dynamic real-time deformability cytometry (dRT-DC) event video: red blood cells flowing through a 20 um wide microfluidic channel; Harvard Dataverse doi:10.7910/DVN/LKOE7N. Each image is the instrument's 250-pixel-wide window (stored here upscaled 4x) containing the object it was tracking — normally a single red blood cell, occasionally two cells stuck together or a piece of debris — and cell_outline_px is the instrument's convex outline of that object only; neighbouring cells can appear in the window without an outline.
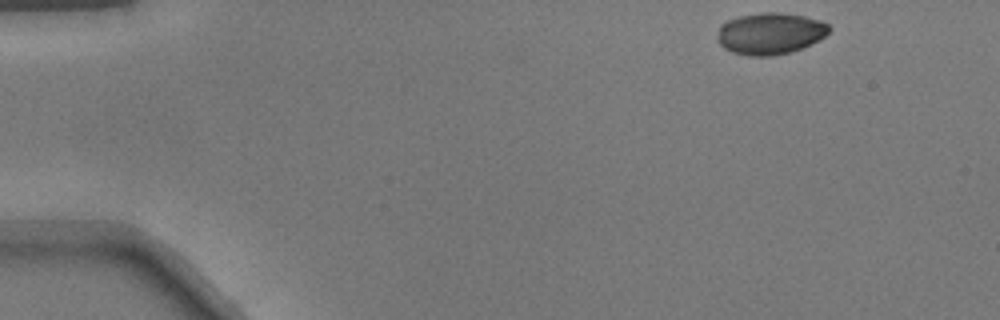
{"species": "common noctule bat (a hibernating species)", "species_latin": "Nyctalus noctula", "temperature_condition": "warm", "stored_images_in_passage": 8, "camera_frame_rate_fps": 3000, "um_per_image_px": 0.085, "animal": {"sex": "male", "body_mass_g": 17.9}, "frame": {"image": 1, "passage_image": 1, "time_ms": 0.0, "image_size_px": [1000, 320], "cell_outline_px": [[832, 28], [824, 36], [800, 48], [788, 52], [768, 56], [748, 56], [732, 52], [724, 48], [716, 40], [720, 24], [728, 20], [740, 16], [764, 12], [772, 12], [804, 16], [820, 20], [828, 24]], "centroid_in_image_um": [65.42, 2.84], "position_along_channel_um": 19.6, "area_um2": 26.82}}